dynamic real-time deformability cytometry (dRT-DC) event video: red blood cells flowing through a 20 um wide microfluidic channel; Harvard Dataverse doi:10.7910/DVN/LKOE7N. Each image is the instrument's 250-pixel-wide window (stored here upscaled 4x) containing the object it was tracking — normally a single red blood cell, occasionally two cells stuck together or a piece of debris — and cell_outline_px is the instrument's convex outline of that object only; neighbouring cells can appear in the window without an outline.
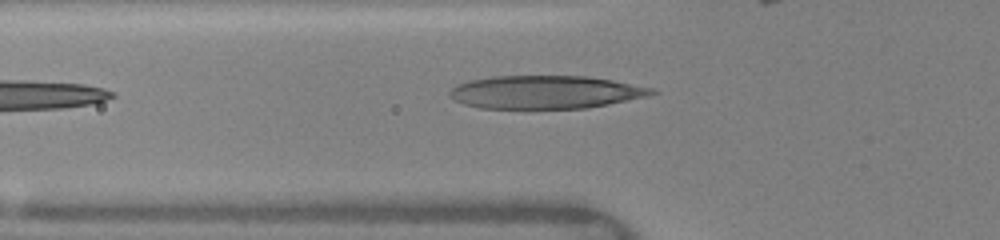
{"species": "human", "species_latin": "Homo sapiens", "temperature_condition": "warm", "stored_images_in_passage": 31, "camera_frame_rate_fps": 3000, "um_per_image_px": 0.085, "donor": {"sex": "female"}, "frame": {"image": 1, "passage_image": 2, "time_ms": 0.333, "image_size_px": [1000, 240], "cell_outline_px": [[660, 92], [648, 96], [588, 108], [480, 108], [464, 104], [448, 96], [448, 92], [456, 84], [468, 80], [496, 76], [584, 76], [612, 80], [652, 88]], "centroid_in_image_um": [46.34, 7.83], "position_along_channel_um": 79.5, "area_um2": 38.9}}
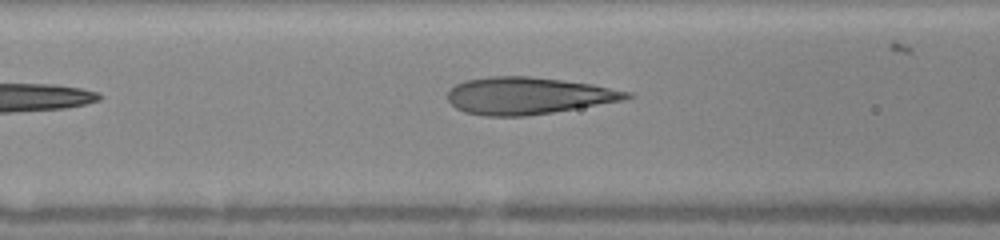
{"frame": {"image": 2, "passage_image": 5, "time_ms": 1.333, "image_size_px": [1000, 240], "cell_outline_px": [[636, 96], [624, 100], [552, 112], [524, 116], [484, 116], [464, 112], [456, 108], [448, 100], [448, 92], [456, 84], [464, 80], [488, 76], [528, 76], [592, 84], [632, 92]], "centroid_in_image_um": [44.88, 8.13], "position_along_channel_um": 121.7, "area_um2": 38.61}}
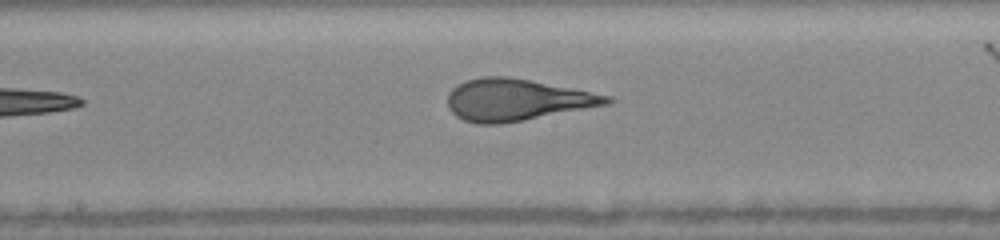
{"frame": {"image": 3, "passage_image": 11, "time_ms": 3.333, "image_size_px": [1000, 240], "cell_outline_px": [[616, 100], [608, 104], [524, 120], [500, 124], [476, 124], [464, 120], [456, 116], [448, 108], [448, 92], [456, 84], [464, 80], [484, 76], [508, 76], [532, 80], [612, 96]], "centroid_in_image_um": [43.89, 8.47], "position_along_channel_um": 204.3, "area_um2": 38.9}, "authors_computed_cell_mechanics": {"area_um2": 38.6104, "velocity_mm_per_s": 4.1235, "shape_relaxation_time_tau1_ms": 4.5426, "shape_relaxation_time_tau2_ms": null, "deformation_change_tau1": 0.2526, "deformation_change_tau2": null}}